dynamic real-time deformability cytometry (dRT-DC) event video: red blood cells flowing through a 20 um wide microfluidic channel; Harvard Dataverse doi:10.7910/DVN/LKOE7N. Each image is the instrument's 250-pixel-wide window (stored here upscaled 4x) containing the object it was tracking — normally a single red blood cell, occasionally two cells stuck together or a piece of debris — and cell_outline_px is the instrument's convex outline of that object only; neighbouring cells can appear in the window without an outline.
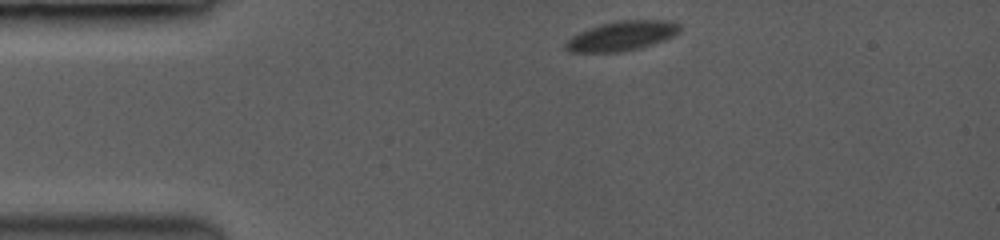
{"species": "common noctule bat (a hibernating species)", "species_latin": "Nyctalus noctula", "temperature_condition": "room temperature", "stored_images_in_passage": 21, "camera_frame_rate_fps": 3500, "um_per_image_px": 0.085, "animal": {"sex": "female", "body_mass_g": 19.0, "forearm_length_mm": 53.3}, "frame": {"image": 1, "passage_image": 1, "time_ms": 0.0, "image_size_px": [1000, 240], "cell_outline_px": [[680, 28], [672, 36], [636, 48], [616, 52], [572, 52], [564, 44], [572, 36], [580, 32], [604, 24], [624, 20], [656, 20], [680, 24]], "centroid_in_image_um": [52.8, 3.05], "position_along_channel_um": 32.2, "area_um2": 18.55}}